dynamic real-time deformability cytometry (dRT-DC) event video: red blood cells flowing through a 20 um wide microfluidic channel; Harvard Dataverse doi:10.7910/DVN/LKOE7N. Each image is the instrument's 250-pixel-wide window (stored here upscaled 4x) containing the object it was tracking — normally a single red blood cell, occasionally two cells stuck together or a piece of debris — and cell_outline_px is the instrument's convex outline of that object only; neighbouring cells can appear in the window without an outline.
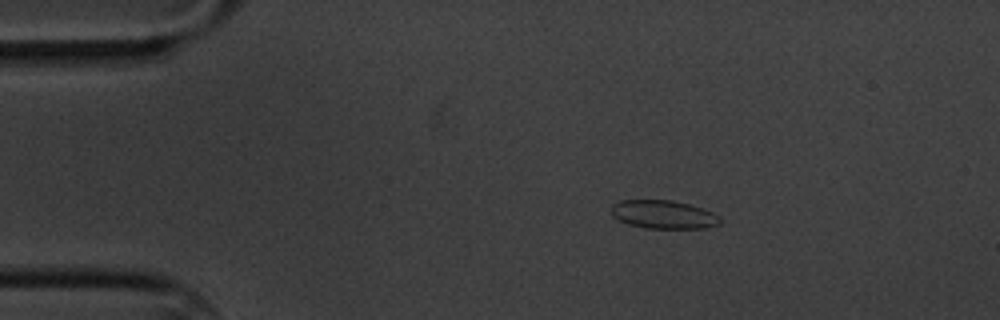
{"species": "common noctule bat (a hibernating species)", "species_latin": "Nyctalus noctula", "temperature_condition": "cold", "stored_images_in_passage": 4, "camera_frame_rate_fps": 3000, "um_per_image_px": 0.085, "animal": {"sex": "male", "body_mass_g": 20.1, "forearm_length_mm": 53.5}, "frame": {"image": 1, "passage_image": 2, "time_ms": 1.0, "image_size_px": [1000, 320], "cell_outline_px": [[720, 224], [708, 228], [644, 228], [628, 224], [612, 216], [612, 204], [620, 200], [672, 200], [688, 204], [712, 212], [720, 216]], "centroid_in_image_um": [56.39, 18.23], "position_along_channel_um": 28.6, "area_um2": 17.98}}
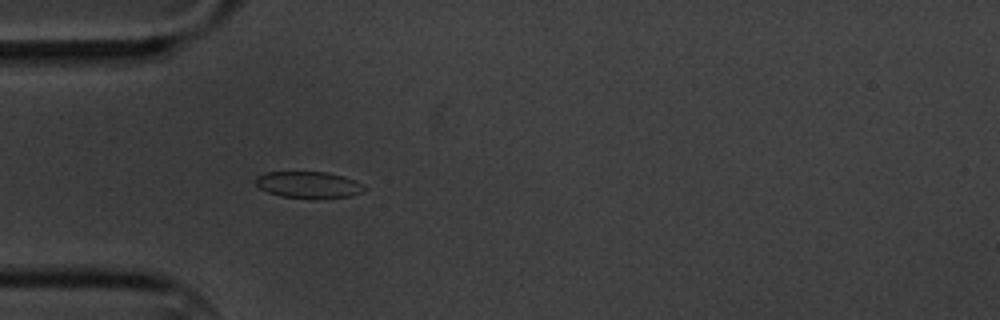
{"frame": {"image": 2, "passage_image": 4, "time_ms": 3.333, "image_size_px": [1000, 320], "cell_outline_px": [[364, 192], [348, 196], [280, 196], [268, 192], [260, 188], [256, 184], [256, 176], [264, 172], [328, 172], [344, 176], [360, 184], [364, 188]], "centroid_in_image_um": [26.16, 15.66], "position_along_channel_um": 58.8, "area_um2": 16.01}}